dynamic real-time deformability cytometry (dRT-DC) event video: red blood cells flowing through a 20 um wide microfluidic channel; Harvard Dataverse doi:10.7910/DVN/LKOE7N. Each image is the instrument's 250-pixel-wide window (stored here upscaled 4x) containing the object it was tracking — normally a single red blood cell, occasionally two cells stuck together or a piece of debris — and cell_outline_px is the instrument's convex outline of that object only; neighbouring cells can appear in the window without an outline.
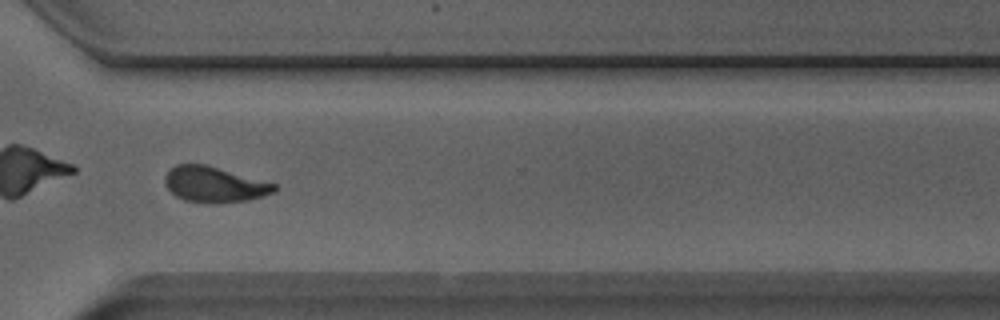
{"species": "Egyptian fruit bat (a non-hibernating species)", "species_latin": "Rousettus aegyptiacus", "temperature_condition": "room temperature", "stored_images_in_passage": 52, "camera_frame_rate_fps": 3000, "um_per_image_px": 0.085, "animal": {"sex": "male"}, "frame": {"image": 1, "passage_image": 37, "time_ms": 12.0, "image_size_px": [1000, 320], "cell_outline_px": [[280, 188], [276, 192], [264, 196], [248, 200], [220, 204], [208, 204], [184, 200], [176, 196], [164, 184], [164, 176], [176, 164], [204, 164], [276, 184]], "centroid_in_image_um": [18.24, 15.71], "position_along_channel_um": 352.4, "area_um2": 22.89}}
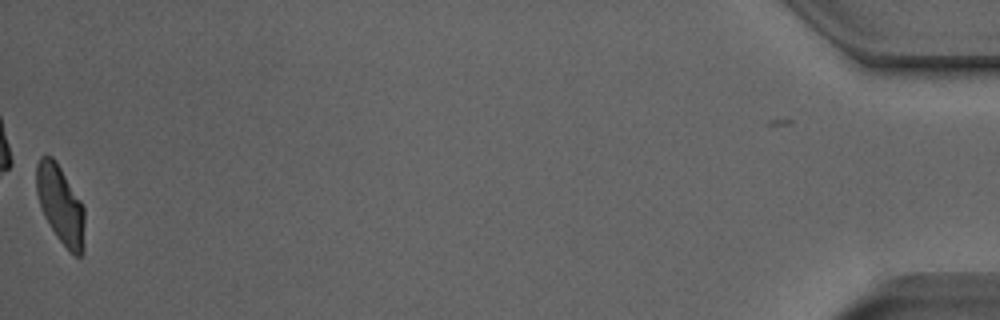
{"frame": {"image": 2, "passage_image": 51, "time_ms": 16.667, "image_size_px": [1000, 320], "cell_outline_px": [[84, 252], [80, 256], [76, 256], [56, 236], [44, 216], [36, 192], [36, 164], [40, 156], [52, 156], [56, 160], [80, 200], [84, 208]], "centroid_in_image_um": [5.13, 17.37], "position_along_channel_um": 430.1, "area_um2": 21.85}, "authors_computed_cell_mechanics": {"area_um2": 22.831, "velocity_mm_per_s": 3.9025, "shape_relaxation_time_tau1_ms": 2.8225, "shape_relaxation_time_tau2_ms": 1.1982, "deformation_change_tau1": 0.1304, "deformation_change_tau2": 0.0829}}